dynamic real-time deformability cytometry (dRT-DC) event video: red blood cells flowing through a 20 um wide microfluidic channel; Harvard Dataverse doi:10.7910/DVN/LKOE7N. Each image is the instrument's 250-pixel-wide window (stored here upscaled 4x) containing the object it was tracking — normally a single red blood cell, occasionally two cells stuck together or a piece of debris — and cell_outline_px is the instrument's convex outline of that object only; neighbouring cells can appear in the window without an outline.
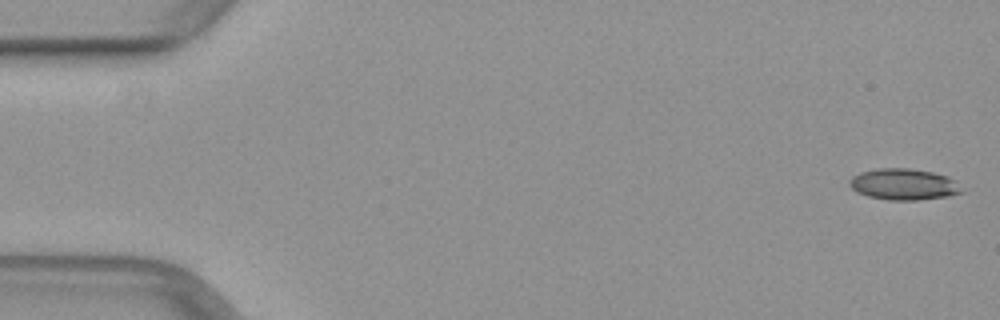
{"species": "common noctule bat (a hibernating species)", "species_latin": "Nyctalus noctula", "temperature_condition": "warm", "stored_images_in_passage": 14, "camera_frame_rate_fps": 3000, "um_per_image_px": 0.085, "animal": {"sex": "female", "body_mass_g": 29.2, "forearm_length_mm": 56.3}, "frame": {"image": 1, "passage_image": 1, "time_ms": 0.0, "image_size_px": [1000, 320], "cell_outline_px": [[964, 192], [948, 196], [916, 200], [888, 200], [868, 196], [856, 192], [848, 184], [848, 180], [852, 176], [860, 172], [880, 168], [908, 168], [932, 172], [948, 176], [956, 180]], "centroid_in_image_um": [76.81, 15.66], "position_along_channel_um": 8.2, "area_um2": 20.58}}
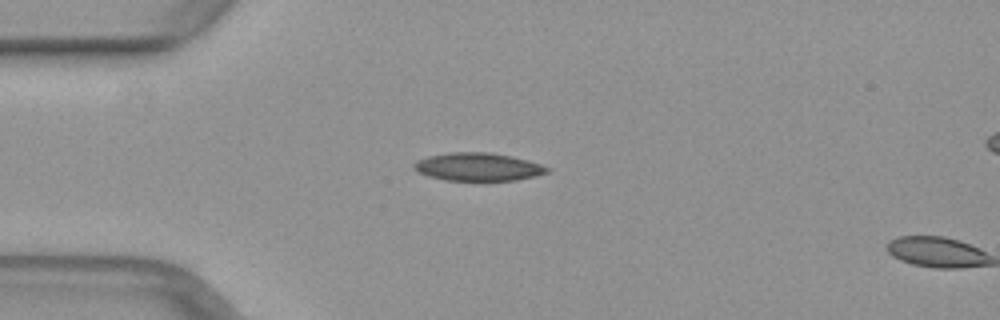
{"frame": {"image": 2, "passage_image": 13, "time_ms": 4.0, "image_size_px": [1000, 320], "cell_outline_px": [[548, 172], [536, 176], [516, 180], [444, 180], [428, 176], [416, 172], [412, 168], [412, 164], [416, 160], [428, 156], [448, 152], [492, 152], [512, 156], [528, 160], [540, 164], [548, 168]], "centroid_in_image_um": [40.57, 14.17], "position_along_channel_um": 44.4, "area_um2": 21.91}}